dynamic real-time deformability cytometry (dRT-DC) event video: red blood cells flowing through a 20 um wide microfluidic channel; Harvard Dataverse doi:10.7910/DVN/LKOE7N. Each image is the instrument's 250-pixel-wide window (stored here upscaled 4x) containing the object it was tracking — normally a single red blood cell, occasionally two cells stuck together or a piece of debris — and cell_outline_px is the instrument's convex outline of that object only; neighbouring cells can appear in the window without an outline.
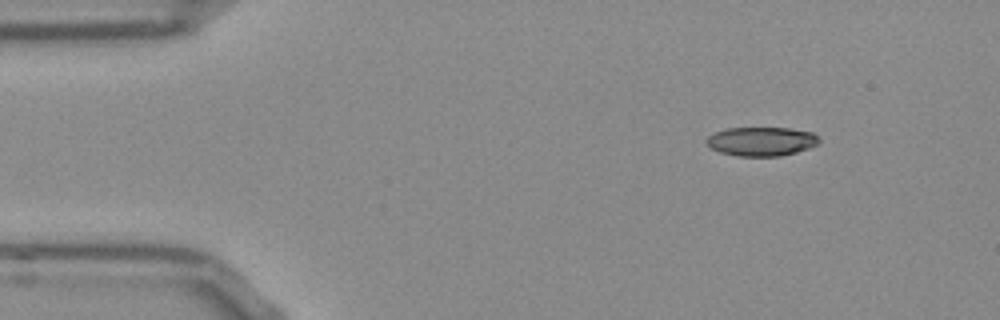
{"species": "Egyptian fruit bat (a non-hibernating species)", "species_latin": "Rousettus aegyptiacus", "temperature_condition": "room temperature", "stored_images_in_passage": 47, "camera_frame_rate_fps": 3000, "um_per_image_px": 0.085, "frame": {"image": 1, "passage_image": 1, "time_ms": 0.0, "image_size_px": [1000, 320], "cell_outline_px": [[820, 144], [796, 152], [780, 156], [736, 156], [720, 152], [712, 148], [704, 140], [708, 136], [716, 132], [728, 128], [788, 128], [812, 132], [820, 140]], "centroid_in_image_um": [64.73, 12.02], "position_along_channel_um": 20.3, "area_um2": 18.96}}
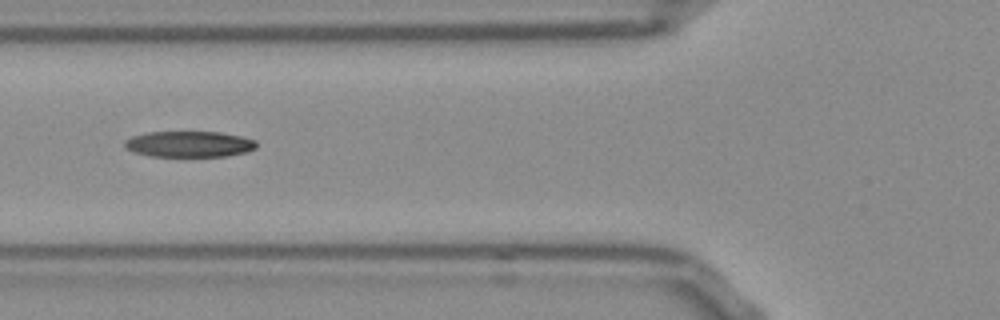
{"frame": {"image": 2, "passage_image": 14, "time_ms": 4.333, "image_size_px": [1000, 320], "cell_outline_px": [[256, 148], [248, 152], [228, 156], [148, 156], [132, 152], [124, 148], [124, 140], [132, 136], [148, 132], [220, 132], [244, 136], [256, 140]], "centroid_in_image_um": [16.08, 12.25], "position_along_channel_um": 109.7, "area_um2": 20.23}}
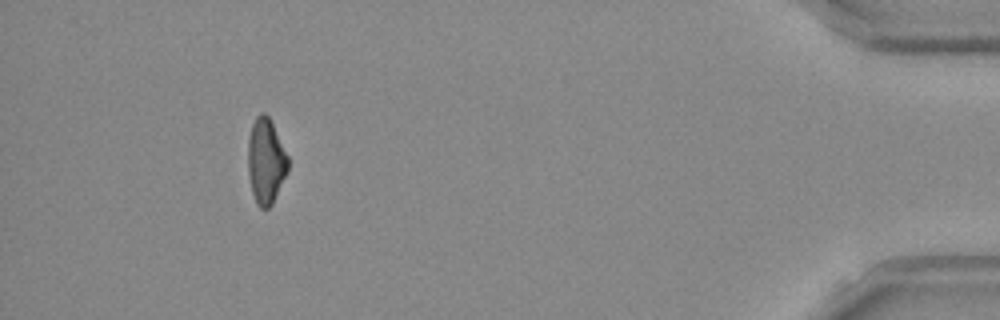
{"frame": {"image": 3, "passage_image": 43, "time_ms": 14.0, "image_size_px": [1000, 320], "cell_outline_px": [[288, 172], [272, 204], [268, 208], [260, 208], [256, 204], [252, 192], [248, 176], [248, 136], [252, 124], [256, 116], [260, 112], [264, 112], [268, 116], [288, 156]], "centroid_in_image_um": [22.58, 13.71], "position_along_channel_um": 412.6, "area_um2": 20.0}, "authors_computed_cell_mechanics": {"area_um2": 20.2878, "velocity_mm_per_s": 3.8287, "shape_relaxation_time_tau1_ms": null, "shape_relaxation_time_tau2_ms": 7.5867, "deformation_change_tau1": null, "deformation_change_tau2": 0.1749}}